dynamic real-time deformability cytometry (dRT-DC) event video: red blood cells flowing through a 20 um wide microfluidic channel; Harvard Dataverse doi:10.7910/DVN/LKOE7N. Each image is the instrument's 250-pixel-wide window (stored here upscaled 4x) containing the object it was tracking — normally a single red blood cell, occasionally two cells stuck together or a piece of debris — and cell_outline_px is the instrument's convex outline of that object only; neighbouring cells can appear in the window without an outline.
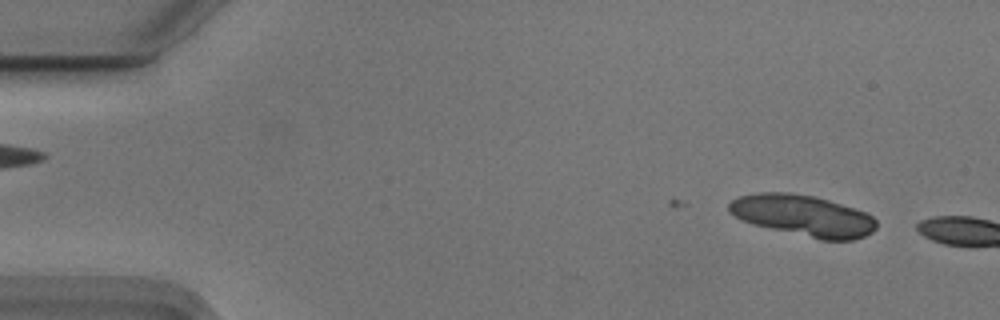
{"species": "Egyptian fruit bat (a non-hibernating species)", "species_latin": "Rousettus aegyptiacus", "temperature_condition": "cold", "stored_images_in_passage": 3, "camera_frame_rate_fps": 3000, "um_per_image_px": 0.085, "animal": {"sex": "male"}, "frame": {"image": 1, "passage_image": 3, "time_ms": 0.667, "image_size_px": [1000, 320], "cell_outline_px": [[876, 228], [872, 232], [864, 236], [852, 240], [820, 240], [752, 224], [728, 212], [728, 204], [732, 200], [740, 196], [760, 192], [788, 192], [812, 196], [828, 200], [864, 212], [872, 216], [876, 220]], "centroid_in_image_um": [68.25, 18.33], "position_along_channel_um": 16.8, "area_um2": 35.14}}